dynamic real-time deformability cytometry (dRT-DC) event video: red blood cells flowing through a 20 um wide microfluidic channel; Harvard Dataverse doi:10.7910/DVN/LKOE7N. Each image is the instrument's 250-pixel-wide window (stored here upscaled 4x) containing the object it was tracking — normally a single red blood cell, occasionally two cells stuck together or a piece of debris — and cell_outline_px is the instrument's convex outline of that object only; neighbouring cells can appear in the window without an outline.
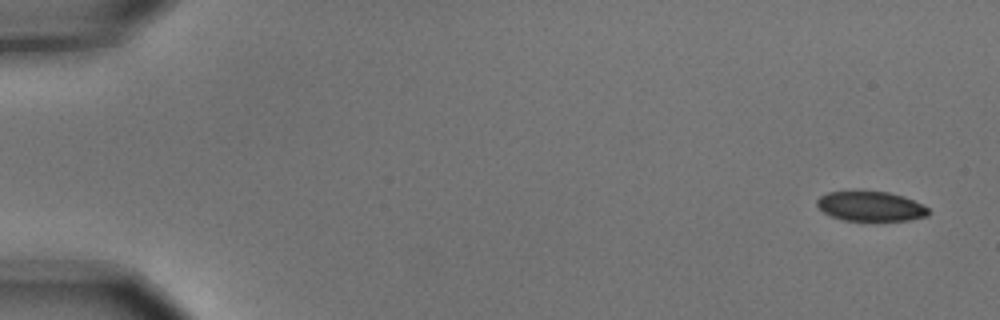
{"species": "common noctule bat (a hibernating species)", "species_latin": "Nyctalus noctula", "temperature_condition": "cold", "stored_images_in_passage": 5, "camera_frame_rate_fps": 3000, "um_per_image_px": 0.085, "animal": {"sex": "male", "body_mass_g": 15.6}, "frame": {"image": 1, "passage_image": 1, "time_ms": 0.0, "image_size_px": [1000, 320], "cell_outline_px": [[928, 216], [908, 220], [876, 224], [844, 220], [832, 216], [824, 212], [816, 204], [816, 200], [820, 196], [828, 192], [888, 192], [904, 196], [928, 208]], "centroid_in_image_um": [74.02, 17.6], "position_along_channel_um": 11.0, "area_um2": 19.83}}
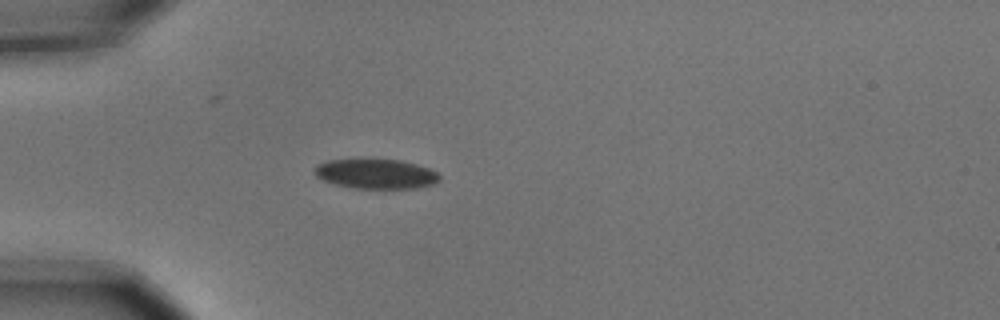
{"frame": {"image": 2, "passage_image": 5, "time_ms": 1.333, "image_size_px": [1000, 320], "cell_outline_px": [[440, 180], [436, 184], [416, 188], [352, 188], [336, 184], [324, 180], [316, 176], [312, 168], [316, 164], [328, 160], [400, 160], [416, 164], [428, 168], [436, 172], [440, 176]], "centroid_in_image_um": [31.95, 14.78], "position_along_channel_um": 53.0, "area_um2": 21.56}}